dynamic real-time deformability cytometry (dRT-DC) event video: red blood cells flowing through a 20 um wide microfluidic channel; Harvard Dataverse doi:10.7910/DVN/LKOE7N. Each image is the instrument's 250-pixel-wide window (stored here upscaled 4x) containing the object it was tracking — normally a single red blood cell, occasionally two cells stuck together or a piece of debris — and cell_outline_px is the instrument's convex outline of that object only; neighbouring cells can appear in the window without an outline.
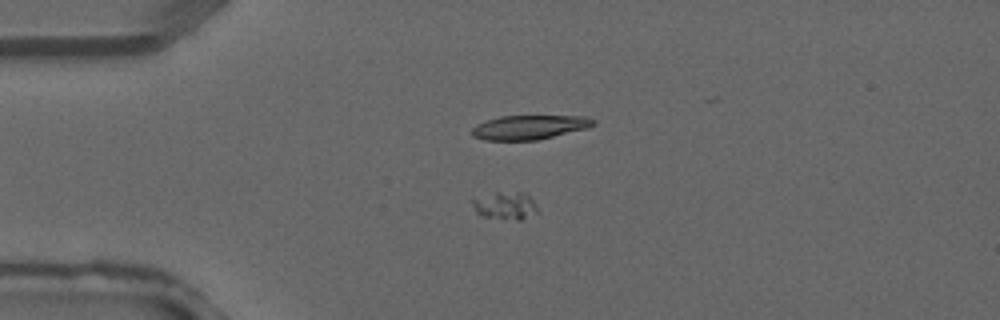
{"species": "common noctule bat (a hibernating species)", "species_latin": "Nyctalus noctula", "temperature_condition": "warm", "stored_images_in_passage": 2, "camera_frame_rate_fps": 3000, "um_per_image_px": 0.085, "animal": {"sex": "male", "forearm_length_mm": 52.5}, "frame": {"image": 1, "passage_image": 2, "time_ms": 0.333, "image_size_px": [1000, 320], "cell_outline_px": [[540, 212], [520, 220], [516, 220], [484, 216], [476, 212], [472, 204], [472, 196], [496, 192], [528, 192], [536, 204]], "centroid_in_image_um": [42.97, 17.44], "position_along_channel_um": 42.0, "area_um2": 10.87}}